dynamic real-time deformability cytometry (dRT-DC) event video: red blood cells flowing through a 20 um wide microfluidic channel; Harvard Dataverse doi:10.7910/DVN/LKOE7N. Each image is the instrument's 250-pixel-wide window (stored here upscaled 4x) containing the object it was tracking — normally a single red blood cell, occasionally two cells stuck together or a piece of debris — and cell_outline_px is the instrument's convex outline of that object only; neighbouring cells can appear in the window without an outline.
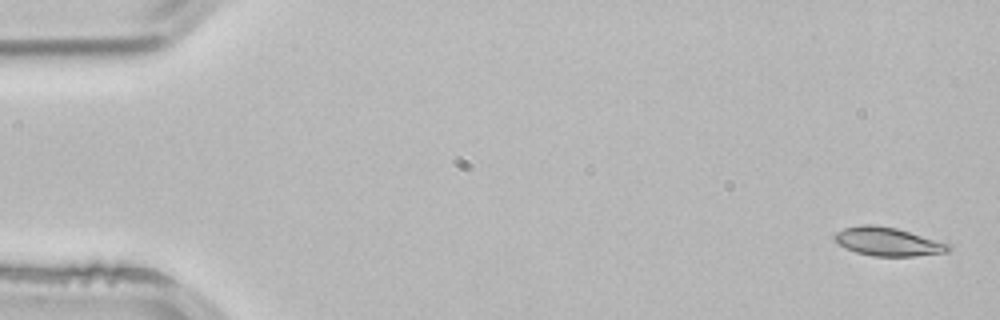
{"species": "common noctule bat (a hibernating species)", "species_latin": "Nyctalus noctula", "temperature_condition": "room temperature", "stored_images_in_passage": 4, "camera_frame_rate_fps": 3000, "um_per_image_px": 0.085, "animal": {"sex": "male", "body_mass_g": 21.5, "forearm_length_mm": 52.0}, "frame": {"image": 1, "passage_image": 1, "time_ms": 0.0, "image_size_px": [1000, 320], "cell_outline_px": [[952, 248], [948, 252], [916, 256], [872, 256], [856, 252], [832, 240], [832, 236], [836, 232], [844, 228], [864, 224], [872, 224], [896, 228], [952, 244]], "centroid_in_image_um": [75.49, 20.54], "position_along_channel_um": 9.5, "area_um2": 19.02}}